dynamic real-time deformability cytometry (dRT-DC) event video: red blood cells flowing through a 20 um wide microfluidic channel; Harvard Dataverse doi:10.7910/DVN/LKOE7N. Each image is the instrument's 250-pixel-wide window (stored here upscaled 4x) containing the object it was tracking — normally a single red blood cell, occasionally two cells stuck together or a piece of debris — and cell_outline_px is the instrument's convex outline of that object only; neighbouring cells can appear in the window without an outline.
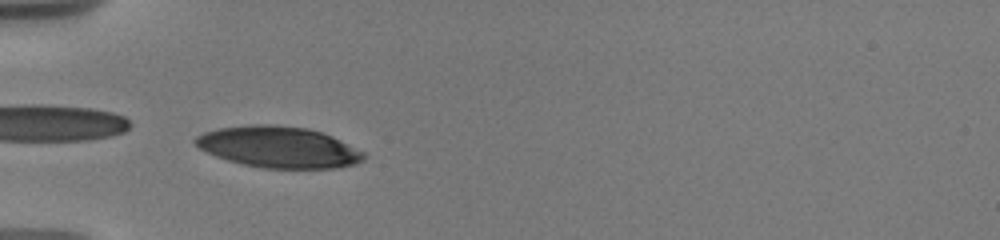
{"species": "human", "species_latin": "Homo sapiens", "temperature_condition": "warm", "stored_images_in_passage": 17, "camera_frame_rate_fps": 3000, "um_per_image_px": 0.085, "donor": {"sex": "male"}, "frame": {"image": 1, "passage_image": 12, "time_ms": 5.667, "image_size_px": [1000, 240], "cell_outline_px": [[368, 156], [364, 160], [356, 164], [340, 168], [264, 168], [244, 164], [228, 160], [216, 156], [200, 148], [192, 140], [196, 136], [204, 132], [220, 128], [248, 124], [272, 124], [308, 128], [324, 132], [364, 152]], "centroid_in_image_um": [23.72, 12.5], "position_along_channel_um": 61.3, "area_um2": 40.63}}
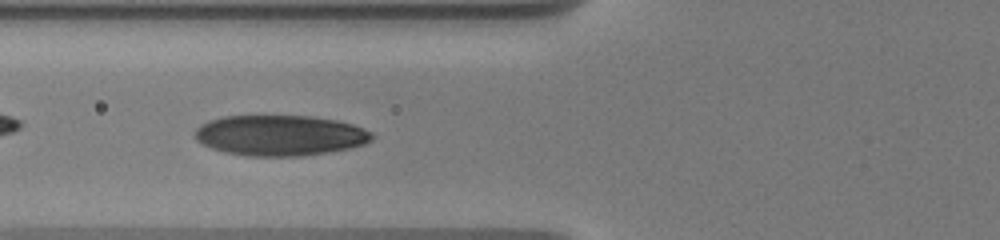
{"frame": {"image": 2, "passage_image": 15, "time_ms": 7.0, "image_size_px": [1000, 240], "cell_outline_px": [[372, 140], [364, 144], [348, 148], [328, 152], [300, 156], [248, 156], [224, 152], [200, 144], [196, 140], [196, 128], [200, 124], [208, 120], [224, 116], [312, 116], [336, 120], [352, 124], [364, 128], [372, 132]], "centroid_in_image_um": [23.78, 11.5], "position_along_channel_um": 102.0, "area_um2": 41.91}}
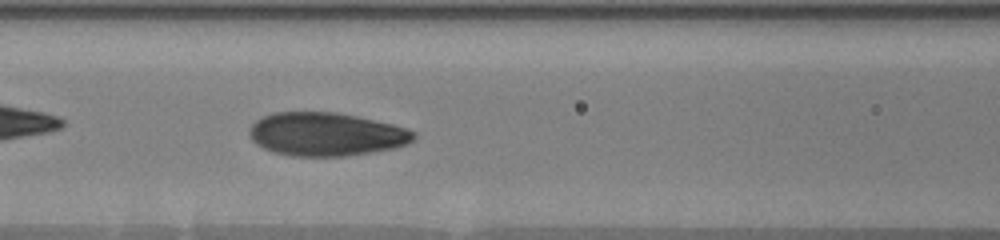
{"frame": {"image": 3, "passage_image": 17, "time_ms": 8.0, "image_size_px": [1000, 240], "cell_outline_px": [[416, 136], [408, 144], [396, 148], [348, 156], [292, 156], [272, 152], [256, 144], [252, 140], [248, 132], [248, 128], [256, 120], [272, 112], [336, 112], [356, 116], [392, 124], [408, 128], [416, 132]], "centroid_in_image_um": [27.72, 11.41], "position_along_channel_um": 138.9, "area_um2": 41.85}}